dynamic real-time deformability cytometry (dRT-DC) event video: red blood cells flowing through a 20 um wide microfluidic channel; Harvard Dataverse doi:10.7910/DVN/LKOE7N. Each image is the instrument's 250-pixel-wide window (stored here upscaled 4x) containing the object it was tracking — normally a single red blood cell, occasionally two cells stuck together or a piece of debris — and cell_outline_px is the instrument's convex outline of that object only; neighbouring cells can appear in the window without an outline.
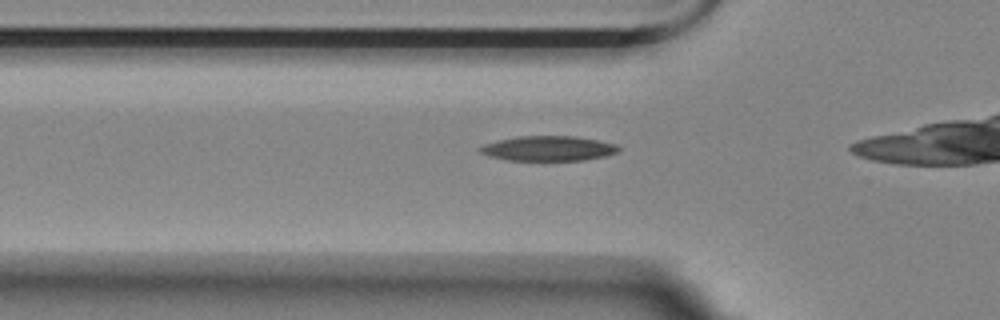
{"species": "Egyptian fruit bat (a non-hibernating species)", "species_latin": "Rousettus aegyptiacus", "temperature_condition": "room temperature", "stored_images_in_passage": 39, "camera_frame_rate_fps": 3000, "um_per_image_px": 0.085, "animal": {"sex": "female"}, "frame": {"image": 1, "passage_image": 3, "time_ms": 0.667, "image_size_px": [1000, 320], "cell_outline_px": [[620, 148], [616, 152], [604, 156], [584, 160], [508, 160], [488, 156], [480, 152], [480, 148], [484, 144], [500, 140], [520, 136], [576, 136], [600, 140], [616, 144]], "centroid_in_image_um": [46.63, 12.61], "position_along_channel_um": 79.2, "area_um2": 19.94}}
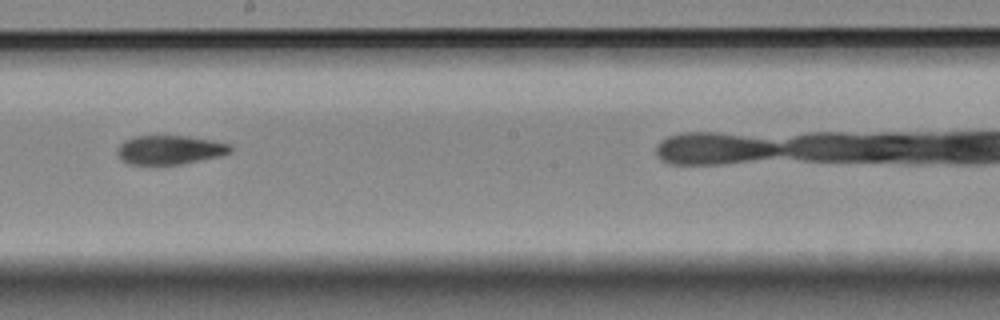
{"frame": {"image": 2, "passage_image": 16, "time_ms": 5.0, "image_size_px": [1000, 320], "cell_outline_px": [[232, 152], [220, 156], [180, 164], [128, 164], [120, 160], [116, 152], [116, 148], [124, 140], [136, 136], [188, 136], [212, 140], [232, 144]], "centroid_in_image_um": [14.42, 12.73], "position_along_channel_um": 233.8, "area_um2": 19.25}}
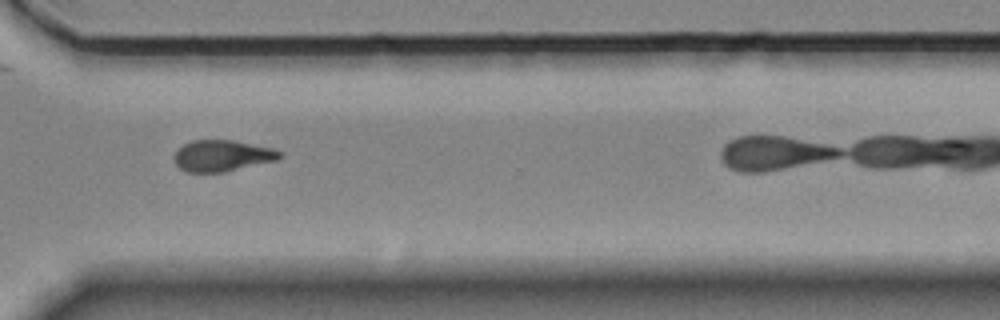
{"frame": {"image": 3, "passage_image": 26, "time_ms": 8.333, "image_size_px": [1000, 320], "cell_outline_px": [[280, 156], [276, 160], [224, 172], [188, 172], [180, 168], [176, 164], [172, 156], [176, 148], [192, 140], [232, 140], [272, 148], [280, 152]], "centroid_in_image_um": [18.8, 13.23], "position_along_channel_um": 351.8, "area_um2": 19.13}, "authors_computed_cell_mechanics": {"area_um2": 19.1318, "velocity_mm_per_s": 3.5367, "shape_relaxation_time_tau1_ms": 5.0252, "shape_relaxation_time_tau2_ms": 3.0712, "deformation_change_tau1": 0.1696, "deformation_change_tau2": 0.0986}}